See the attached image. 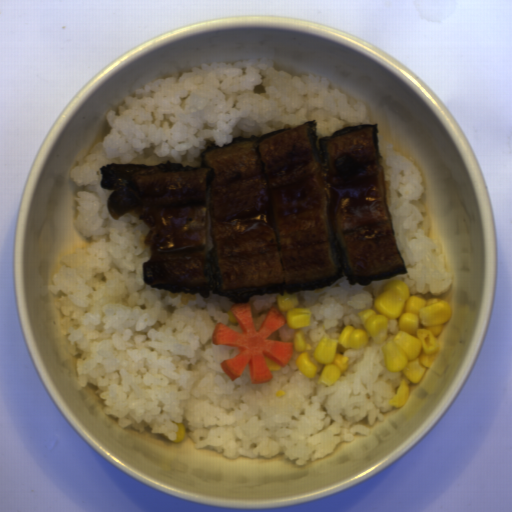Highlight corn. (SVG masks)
<instances>
[{
	"label": "corn",
	"mask_w": 512,
	"mask_h": 512,
	"mask_svg": "<svg viewBox=\"0 0 512 512\" xmlns=\"http://www.w3.org/2000/svg\"><path fill=\"white\" fill-rule=\"evenodd\" d=\"M404 277H391L382 284L372 300V307L357 314L364 328L346 325L337 341L324 334L312 354L301 328L311 323L312 312L299 305L298 291L289 295L284 290L276 298V310L294 330L291 343L299 354L294 362L306 377L320 375L319 384L328 388L349 367L346 350L362 349L369 338L382 347L384 363L390 372L402 371L408 382L400 379V386L389 399L390 406L401 407L409 401L413 389L420 384L427 370L438 357L439 337L453 316V306L446 298L423 297L410 294Z\"/></svg>",
	"instance_id": "51d56268"
}]
</instances>
